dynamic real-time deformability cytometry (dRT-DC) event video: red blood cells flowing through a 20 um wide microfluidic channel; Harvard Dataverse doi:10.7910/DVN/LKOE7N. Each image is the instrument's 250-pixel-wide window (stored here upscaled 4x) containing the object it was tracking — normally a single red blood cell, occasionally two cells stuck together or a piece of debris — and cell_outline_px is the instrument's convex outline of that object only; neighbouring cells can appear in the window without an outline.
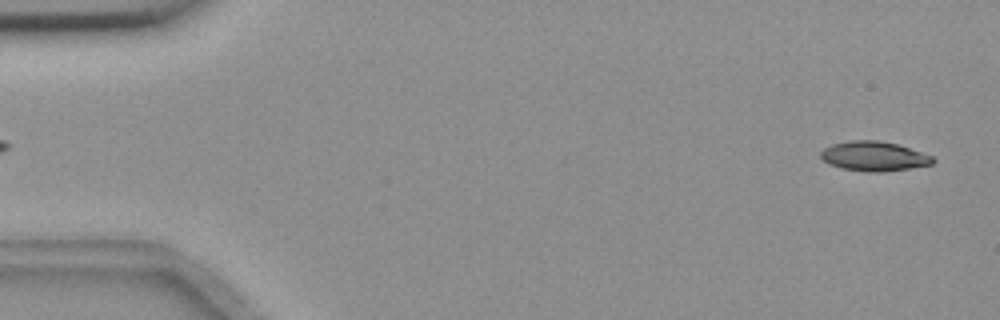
{"species": "common noctule bat (a hibernating species)", "species_latin": "Nyctalus noctula", "temperature_condition": "room temperature", "stored_images_in_passage": 5, "camera_frame_rate_fps": 3000, "um_per_image_px": 0.085, "animal": {"sex": "female", "body_mass_g": 18.4}, "frame": {"image": 1, "passage_image": 5, "time_ms": 1.333, "image_size_px": [1000, 320], "cell_outline_px": [[936, 160], [932, 164], [884, 172], [868, 172], [840, 168], [828, 164], [820, 156], [820, 152], [824, 148], [832, 144], [848, 140], [880, 140], [896, 144], [932, 156]], "centroid_in_image_um": [74.24, 13.28], "position_along_channel_um": 10.8, "area_um2": 19.31}}